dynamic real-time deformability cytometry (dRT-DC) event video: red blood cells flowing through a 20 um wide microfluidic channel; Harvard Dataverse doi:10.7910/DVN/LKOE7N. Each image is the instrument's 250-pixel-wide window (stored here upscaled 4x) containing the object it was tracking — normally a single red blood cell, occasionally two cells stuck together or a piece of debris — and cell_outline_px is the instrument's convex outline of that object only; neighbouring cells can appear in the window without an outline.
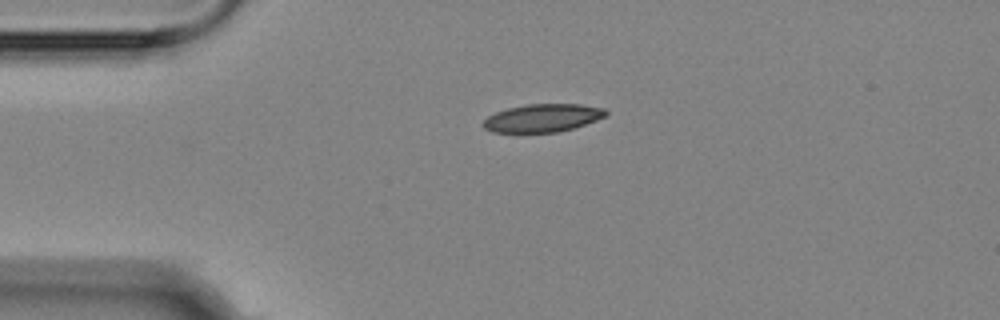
{"species": "Egyptian fruit bat (a non-hibernating species)", "species_latin": "Rousettus aegyptiacus", "temperature_condition": "room temperature", "stored_images_in_passage": 4, "camera_frame_rate_fps": 3000, "um_per_image_px": 0.085, "animal": {"sex": "female"}, "frame": {"image": 1, "passage_image": 1, "time_ms": 0.0, "image_size_px": [1000, 320], "cell_outline_px": [[608, 116], [572, 128], [556, 132], [492, 132], [484, 128], [480, 124], [488, 116], [496, 112], [508, 108], [528, 104], [580, 104], [604, 108], [608, 112]], "centroid_in_image_um": [46.12, 10.02], "position_along_channel_um": 38.9, "area_um2": 19.94}}
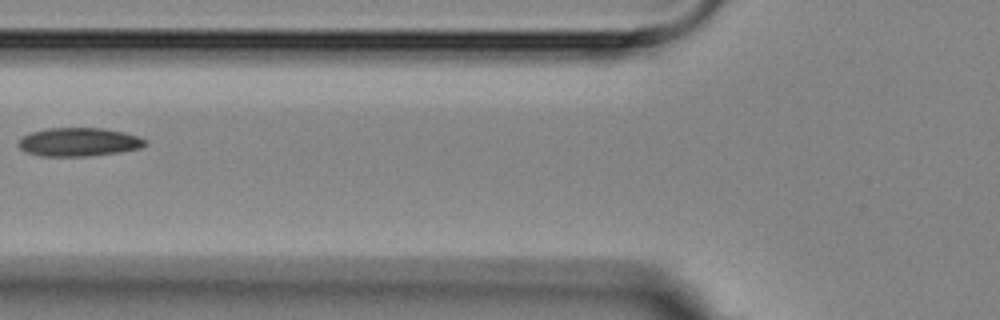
{"frame": {"image": 2, "passage_image": 3, "time_ms": 3.0, "image_size_px": [1000, 320], "cell_outline_px": [[148, 144], [140, 148], [116, 152], [84, 156], [40, 156], [24, 152], [16, 144], [24, 136], [32, 132], [48, 128], [104, 128], [124, 132], [140, 136], [148, 140]], "centroid_in_image_um": [6.71, 12.06], "position_along_channel_um": 119.1, "area_um2": 21.1}}